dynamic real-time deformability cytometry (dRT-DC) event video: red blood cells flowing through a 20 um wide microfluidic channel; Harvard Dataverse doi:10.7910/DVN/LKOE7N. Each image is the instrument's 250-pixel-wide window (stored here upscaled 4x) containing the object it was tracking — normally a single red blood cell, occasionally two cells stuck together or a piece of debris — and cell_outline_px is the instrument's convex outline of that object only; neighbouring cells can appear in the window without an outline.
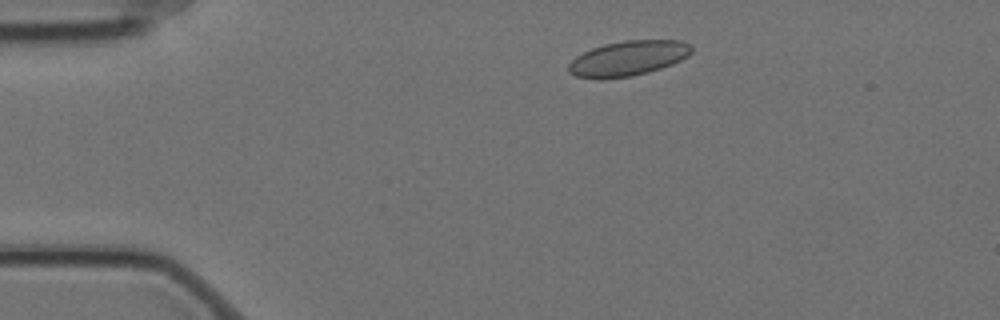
{"species": "Egyptian fruit bat (a non-hibernating species)", "species_latin": "Rousettus aegyptiacus", "temperature_condition": "cold", "stored_images_in_passage": 5, "camera_frame_rate_fps": 3000, "um_per_image_px": 0.085, "animal": {"sex": "female"}, "frame": {"image": 1, "passage_image": 2, "time_ms": 0.333, "image_size_px": [1000, 320], "cell_outline_px": [[692, 52], [688, 56], [672, 64], [648, 72], [632, 76], [600, 80], [596, 80], [576, 76], [568, 72], [568, 64], [576, 56], [592, 48], [604, 44], [624, 40], [684, 40], [692, 44]], "centroid_in_image_um": [53.39, 4.96], "position_along_channel_um": 31.6, "area_um2": 25.43}}
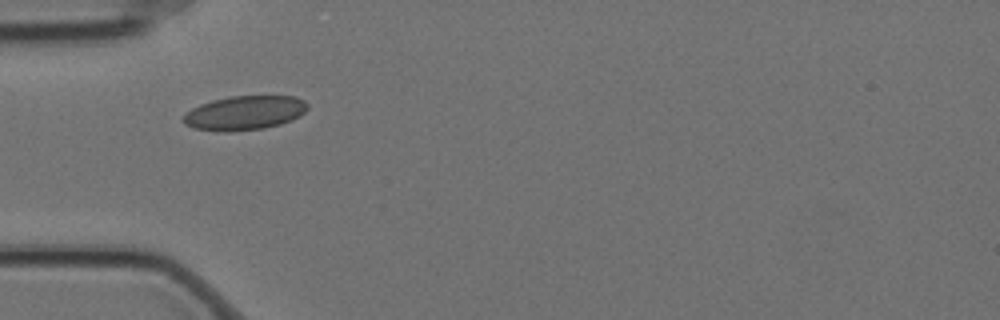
{"frame": {"image": 2, "passage_image": 4, "time_ms": 1.0, "image_size_px": [1000, 320], "cell_outline_px": [[308, 108], [300, 116], [292, 120], [280, 124], [264, 128], [228, 132], [192, 128], [184, 124], [180, 120], [192, 108], [200, 104], [212, 100], [228, 96], [296, 96], [304, 100], [308, 104]], "centroid_in_image_um": [20.79, 9.59], "position_along_channel_um": 64.2, "area_um2": 24.91}}
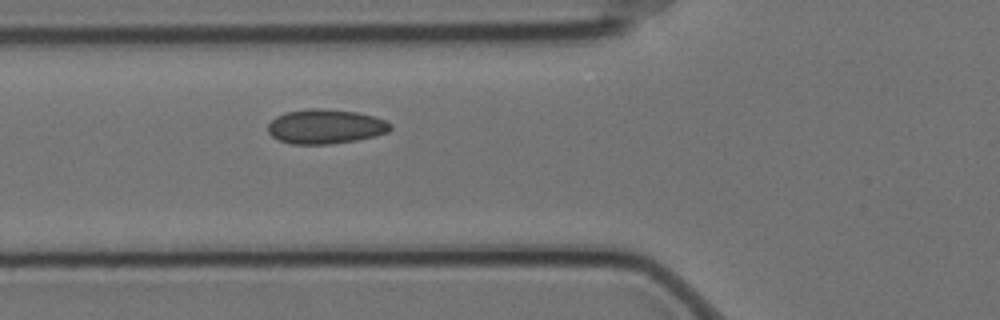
{"frame": {"image": 3, "passage_image": 5, "time_ms": 1.333, "image_size_px": [1000, 320], "cell_outline_px": [[392, 128], [388, 132], [376, 136], [356, 140], [328, 144], [292, 144], [280, 140], [272, 136], [268, 132], [268, 124], [276, 116], [288, 112], [308, 108], [324, 108], [356, 112], [372, 116], [384, 120], [392, 124]], "centroid_in_image_um": [27.67, 10.75], "position_along_channel_um": 98.1, "area_um2": 24.57}}